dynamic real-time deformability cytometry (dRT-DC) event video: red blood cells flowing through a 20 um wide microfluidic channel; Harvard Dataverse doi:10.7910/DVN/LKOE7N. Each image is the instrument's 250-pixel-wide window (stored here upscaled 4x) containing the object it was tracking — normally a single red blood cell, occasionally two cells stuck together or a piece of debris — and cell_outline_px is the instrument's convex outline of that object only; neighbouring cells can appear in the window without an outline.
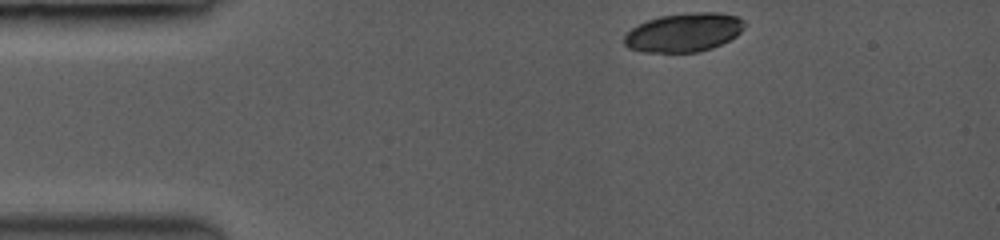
{"species": "common noctule bat (a hibernating species)", "species_latin": "Nyctalus noctula", "temperature_condition": "room temperature", "stored_images_in_passage": 44, "camera_frame_rate_fps": 3500, "um_per_image_px": 0.085, "animal": {"sex": "female", "body_mass_g": 19.0, "forearm_length_mm": 53.3}, "frame": {"image": 1, "passage_image": 1, "time_ms": 0.0, "image_size_px": [1000, 240], "cell_outline_px": [[744, 24], [740, 32], [736, 36], [712, 48], [696, 52], [644, 52], [628, 48], [624, 44], [624, 36], [632, 28], [648, 20], [660, 16], [700, 12], [716, 12], [736, 16], [744, 20]], "centroid_in_image_um": [58.11, 2.76], "position_along_channel_um": 26.9, "area_um2": 26.82}}
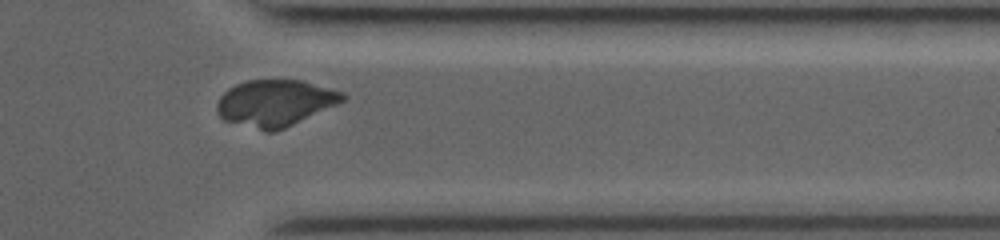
{"frame": {"image": 2, "passage_image": 38, "time_ms": 10.571, "image_size_px": [1000, 240], "cell_outline_px": [[348, 96], [344, 100], [336, 104], [276, 132], [264, 132], [224, 120], [216, 112], [216, 104], [220, 96], [228, 88], [236, 84], [248, 80], [300, 80], [344, 92]], "centroid_in_image_um": [23.35, 8.76], "position_along_channel_um": 388.1, "area_um2": 34.04}}
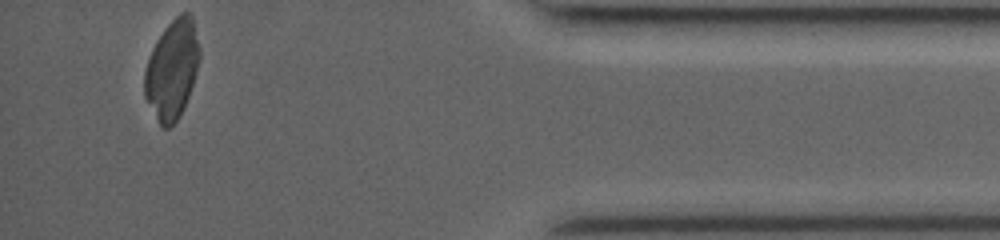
{"frame": {"image": 3, "passage_image": 44, "time_ms": 12.286, "image_size_px": [1000, 240], "cell_outline_px": [[200, 56], [196, 72], [184, 108], [180, 116], [168, 128], [164, 128], [160, 124], [144, 96], [144, 72], [148, 56], [156, 40], [164, 28], [180, 12], [192, 12], [200, 52]], "centroid_in_image_um": [14.62, 5.86], "position_along_channel_um": 420.6, "area_um2": 31.73}}